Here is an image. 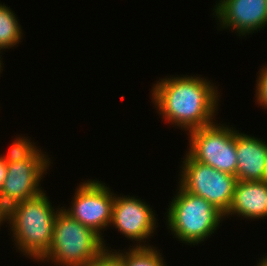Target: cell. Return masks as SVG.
I'll use <instances>...</instances> for the list:
<instances>
[{
    "instance_id": "obj_1",
    "label": "cell",
    "mask_w": 267,
    "mask_h": 266,
    "mask_svg": "<svg viewBox=\"0 0 267 266\" xmlns=\"http://www.w3.org/2000/svg\"><path fill=\"white\" fill-rule=\"evenodd\" d=\"M192 75L159 78L150 91L161 118L186 134L215 123L220 109L219 85L202 75Z\"/></svg>"
},
{
    "instance_id": "obj_2",
    "label": "cell",
    "mask_w": 267,
    "mask_h": 266,
    "mask_svg": "<svg viewBox=\"0 0 267 266\" xmlns=\"http://www.w3.org/2000/svg\"><path fill=\"white\" fill-rule=\"evenodd\" d=\"M45 192L35 198L17 202L7 209L6 223L16 252L35 262L49 250L55 217L62 208L60 205L58 208L52 206Z\"/></svg>"
},
{
    "instance_id": "obj_3",
    "label": "cell",
    "mask_w": 267,
    "mask_h": 266,
    "mask_svg": "<svg viewBox=\"0 0 267 266\" xmlns=\"http://www.w3.org/2000/svg\"><path fill=\"white\" fill-rule=\"evenodd\" d=\"M166 209V227L177 241L197 246L213 235L225 220L224 214L202 197L179 184ZM171 230V231H170Z\"/></svg>"
},
{
    "instance_id": "obj_4",
    "label": "cell",
    "mask_w": 267,
    "mask_h": 266,
    "mask_svg": "<svg viewBox=\"0 0 267 266\" xmlns=\"http://www.w3.org/2000/svg\"><path fill=\"white\" fill-rule=\"evenodd\" d=\"M104 250L103 238L98 233L61 208L55 217L49 250L37 262H50L54 266H85Z\"/></svg>"
},
{
    "instance_id": "obj_5",
    "label": "cell",
    "mask_w": 267,
    "mask_h": 266,
    "mask_svg": "<svg viewBox=\"0 0 267 266\" xmlns=\"http://www.w3.org/2000/svg\"><path fill=\"white\" fill-rule=\"evenodd\" d=\"M182 159L177 183L190 194L204 198L225 215L232 203L237 177L195 161L187 152Z\"/></svg>"
},
{
    "instance_id": "obj_6",
    "label": "cell",
    "mask_w": 267,
    "mask_h": 266,
    "mask_svg": "<svg viewBox=\"0 0 267 266\" xmlns=\"http://www.w3.org/2000/svg\"><path fill=\"white\" fill-rule=\"evenodd\" d=\"M226 124L215 122L187 133L186 152L195 161L236 176V128Z\"/></svg>"
},
{
    "instance_id": "obj_7",
    "label": "cell",
    "mask_w": 267,
    "mask_h": 266,
    "mask_svg": "<svg viewBox=\"0 0 267 266\" xmlns=\"http://www.w3.org/2000/svg\"><path fill=\"white\" fill-rule=\"evenodd\" d=\"M77 185L71 205L67 208L63 206L62 209L73 219L98 233L103 238L105 249H112L105 243L103 234L106 228H109L112 219L115 198L113 189L111 191L109 185L97 178L87 179Z\"/></svg>"
},
{
    "instance_id": "obj_8",
    "label": "cell",
    "mask_w": 267,
    "mask_h": 266,
    "mask_svg": "<svg viewBox=\"0 0 267 266\" xmlns=\"http://www.w3.org/2000/svg\"><path fill=\"white\" fill-rule=\"evenodd\" d=\"M51 158L41 148L29 159L7 164L0 190V202L8 209L17 202L35 198L44 192L41 182L50 170ZM42 188V189H41Z\"/></svg>"
},
{
    "instance_id": "obj_9",
    "label": "cell",
    "mask_w": 267,
    "mask_h": 266,
    "mask_svg": "<svg viewBox=\"0 0 267 266\" xmlns=\"http://www.w3.org/2000/svg\"><path fill=\"white\" fill-rule=\"evenodd\" d=\"M154 212L150 204L138 196L115 193L110 227L117 229L133 244L136 241L130 247H153L149 238L154 236L159 225Z\"/></svg>"
},
{
    "instance_id": "obj_10",
    "label": "cell",
    "mask_w": 267,
    "mask_h": 266,
    "mask_svg": "<svg viewBox=\"0 0 267 266\" xmlns=\"http://www.w3.org/2000/svg\"><path fill=\"white\" fill-rule=\"evenodd\" d=\"M215 3L212 15L220 31L229 29L239 37H247L267 28V0H217Z\"/></svg>"
},
{
    "instance_id": "obj_11",
    "label": "cell",
    "mask_w": 267,
    "mask_h": 266,
    "mask_svg": "<svg viewBox=\"0 0 267 266\" xmlns=\"http://www.w3.org/2000/svg\"><path fill=\"white\" fill-rule=\"evenodd\" d=\"M238 181L267 180V142L236 129Z\"/></svg>"
},
{
    "instance_id": "obj_12",
    "label": "cell",
    "mask_w": 267,
    "mask_h": 266,
    "mask_svg": "<svg viewBox=\"0 0 267 266\" xmlns=\"http://www.w3.org/2000/svg\"><path fill=\"white\" fill-rule=\"evenodd\" d=\"M246 220L267 219V180L237 181L232 203L227 213L229 217Z\"/></svg>"
},
{
    "instance_id": "obj_13",
    "label": "cell",
    "mask_w": 267,
    "mask_h": 266,
    "mask_svg": "<svg viewBox=\"0 0 267 266\" xmlns=\"http://www.w3.org/2000/svg\"><path fill=\"white\" fill-rule=\"evenodd\" d=\"M23 32L15 12L10 6L0 3V48L5 51L14 46L18 47L24 37Z\"/></svg>"
},
{
    "instance_id": "obj_14",
    "label": "cell",
    "mask_w": 267,
    "mask_h": 266,
    "mask_svg": "<svg viewBox=\"0 0 267 266\" xmlns=\"http://www.w3.org/2000/svg\"><path fill=\"white\" fill-rule=\"evenodd\" d=\"M125 262V266H167L164 256L156 246L129 247L115 250Z\"/></svg>"
},
{
    "instance_id": "obj_15",
    "label": "cell",
    "mask_w": 267,
    "mask_h": 266,
    "mask_svg": "<svg viewBox=\"0 0 267 266\" xmlns=\"http://www.w3.org/2000/svg\"><path fill=\"white\" fill-rule=\"evenodd\" d=\"M29 136L18 135L12 140L6 155H0L6 164L29 160L39 149Z\"/></svg>"
},
{
    "instance_id": "obj_16",
    "label": "cell",
    "mask_w": 267,
    "mask_h": 266,
    "mask_svg": "<svg viewBox=\"0 0 267 266\" xmlns=\"http://www.w3.org/2000/svg\"><path fill=\"white\" fill-rule=\"evenodd\" d=\"M255 86V103L267 110V64H263L257 73Z\"/></svg>"
},
{
    "instance_id": "obj_17",
    "label": "cell",
    "mask_w": 267,
    "mask_h": 266,
    "mask_svg": "<svg viewBox=\"0 0 267 266\" xmlns=\"http://www.w3.org/2000/svg\"><path fill=\"white\" fill-rule=\"evenodd\" d=\"M85 266H125V262L115 249H105L96 259Z\"/></svg>"
},
{
    "instance_id": "obj_18",
    "label": "cell",
    "mask_w": 267,
    "mask_h": 266,
    "mask_svg": "<svg viewBox=\"0 0 267 266\" xmlns=\"http://www.w3.org/2000/svg\"><path fill=\"white\" fill-rule=\"evenodd\" d=\"M7 174V164L4 159L0 156V190Z\"/></svg>"
},
{
    "instance_id": "obj_19",
    "label": "cell",
    "mask_w": 267,
    "mask_h": 266,
    "mask_svg": "<svg viewBox=\"0 0 267 266\" xmlns=\"http://www.w3.org/2000/svg\"><path fill=\"white\" fill-rule=\"evenodd\" d=\"M6 222H7V209L0 202V227L3 224H6Z\"/></svg>"
},
{
    "instance_id": "obj_20",
    "label": "cell",
    "mask_w": 267,
    "mask_h": 266,
    "mask_svg": "<svg viewBox=\"0 0 267 266\" xmlns=\"http://www.w3.org/2000/svg\"><path fill=\"white\" fill-rule=\"evenodd\" d=\"M264 256L261 259H259V261L257 262V266H267V253L264 254Z\"/></svg>"
},
{
    "instance_id": "obj_21",
    "label": "cell",
    "mask_w": 267,
    "mask_h": 266,
    "mask_svg": "<svg viewBox=\"0 0 267 266\" xmlns=\"http://www.w3.org/2000/svg\"><path fill=\"white\" fill-rule=\"evenodd\" d=\"M2 54H3V50L0 48V73H1V74H2V71H3L2 68L4 67V66H3V64H4L3 62H4V61H3L2 58H1V57H2Z\"/></svg>"
}]
</instances>
